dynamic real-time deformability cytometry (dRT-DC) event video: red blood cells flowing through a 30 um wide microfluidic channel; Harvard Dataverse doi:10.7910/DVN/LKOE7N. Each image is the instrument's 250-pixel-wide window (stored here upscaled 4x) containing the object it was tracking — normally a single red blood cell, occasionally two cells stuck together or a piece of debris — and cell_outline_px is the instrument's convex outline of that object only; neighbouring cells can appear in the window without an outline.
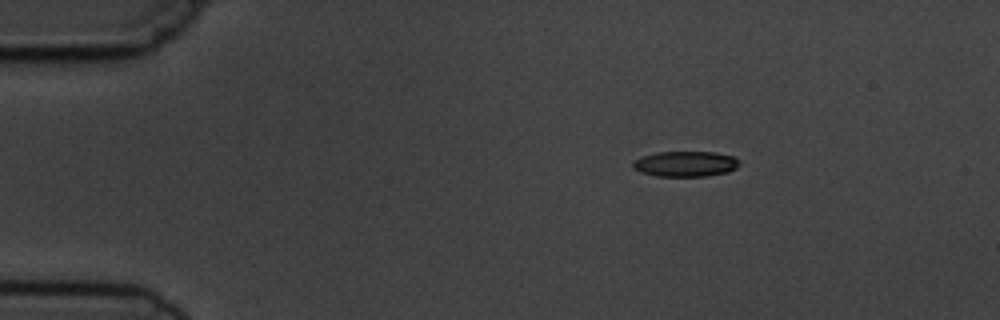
{"species": "common noctule bat (a hibernating species)", "species_latin": "Nyctalus noctula", "temperature_condition": "cold", "stored_images_in_passage": 3, "camera_frame_rate_fps": 3000, "um_per_image_px": 0.085, "animal": {"sex": "male", "body_mass_g": 19.5, "forearm_length_mm": 54.6}, "frame": {"image": 1, "passage_image": 1, "time_ms": 0.0, "image_size_px": [1000, 320], "cell_outline_px": [[740, 164], [736, 168], [728, 172], [708, 176], [656, 176], [640, 172], [632, 168], [632, 160], [640, 156], [656, 152], [716, 152], [736, 156], [740, 160]], "centroid_in_image_um": [58.26, 13.92], "position_along_channel_um": 26.7, "area_um2": 16.18}}
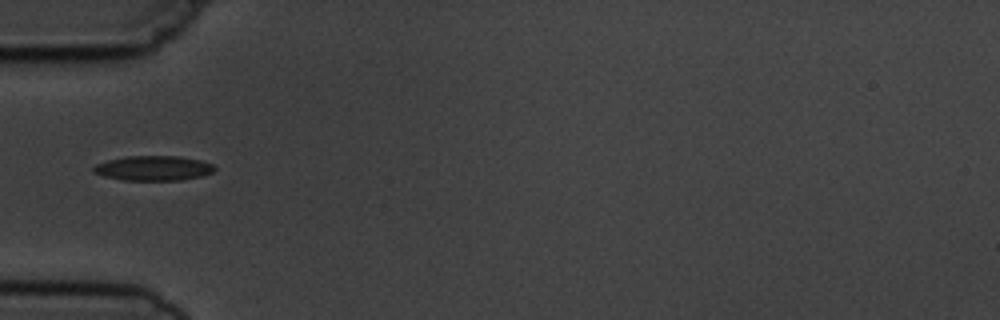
{"frame": {"image": 2, "passage_image": 3, "time_ms": 3.0, "image_size_px": [1000, 320], "cell_outline_px": [[216, 168], [212, 172], [200, 176], [180, 180], [124, 180], [104, 176], [92, 172], [92, 168], [96, 164], [108, 160], [128, 156], [180, 156], [200, 160], [212, 164]], "centroid_in_image_um": [13.02, 14.29], "position_along_channel_um": 72.0, "area_um2": 17.4}}